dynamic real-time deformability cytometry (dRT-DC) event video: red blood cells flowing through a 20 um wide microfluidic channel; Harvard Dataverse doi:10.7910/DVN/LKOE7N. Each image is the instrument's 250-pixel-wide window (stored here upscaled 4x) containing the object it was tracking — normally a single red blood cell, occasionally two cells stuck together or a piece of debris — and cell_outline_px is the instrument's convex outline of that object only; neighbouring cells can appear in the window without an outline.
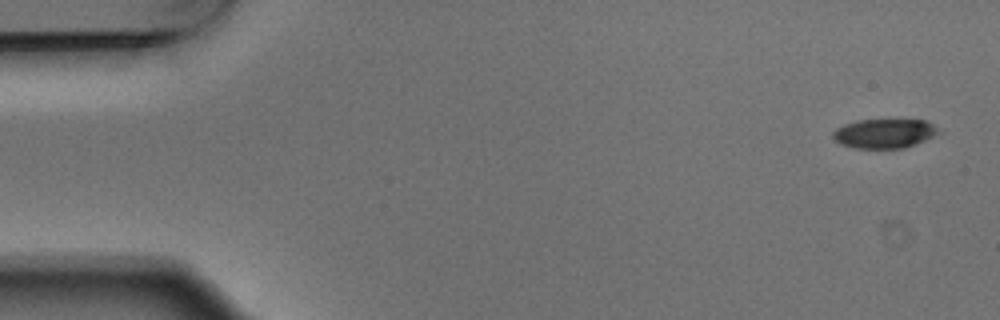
{"species": "Egyptian fruit bat (a non-hibernating species)", "species_latin": "Rousettus aegyptiacus", "temperature_condition": "warm", "stored_images_in_passage": 5, "camera_frame_rate_fps": 3000, "um_per_image_px": 0.085, "animal": {"sex": "male"}, "frame": {"image": 1, "passage_image": 1, "time_ms": 0.0, "image_size_px": [1000, 320], "cell_outline_px": [[944, 132], [904, 148], [856, 148], [840, 144], [832, 136], [832, 132], [836, 128], [844, 124], [860, 120], [924, 120], [932, 124]], "centroid_in_image_um": [75.18, 11.34], "position_along_channel_um": 9.8, "area_um2": 17.98}}
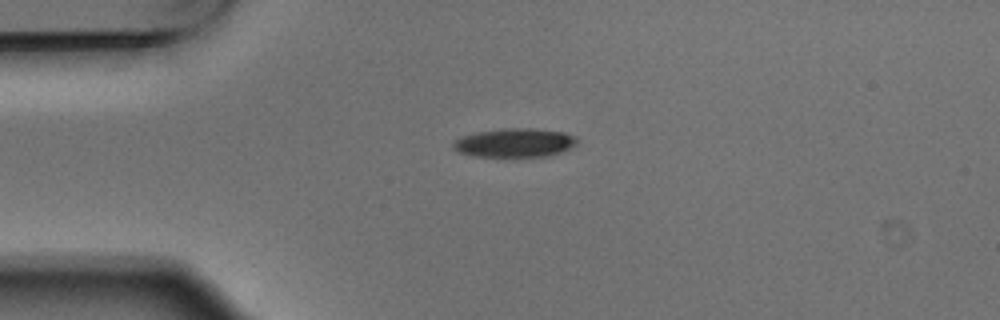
{"frame": {"image": 2, "passage_image": 4, "time_ms": 1.0, "image_size_px": [1000, 320], "cell_outline_px": [[580, 140], [576, 144], [560, 152], [548, 156], [476, 156], [460, 152], [452, 148], [452, 140], [476, 132], [504, 128], [536, 128], [564, 132]], "centroid_in_image_um": [43.74, 12.12], "position_along_channel_um": 41.3, "area_um2": 20.69}}